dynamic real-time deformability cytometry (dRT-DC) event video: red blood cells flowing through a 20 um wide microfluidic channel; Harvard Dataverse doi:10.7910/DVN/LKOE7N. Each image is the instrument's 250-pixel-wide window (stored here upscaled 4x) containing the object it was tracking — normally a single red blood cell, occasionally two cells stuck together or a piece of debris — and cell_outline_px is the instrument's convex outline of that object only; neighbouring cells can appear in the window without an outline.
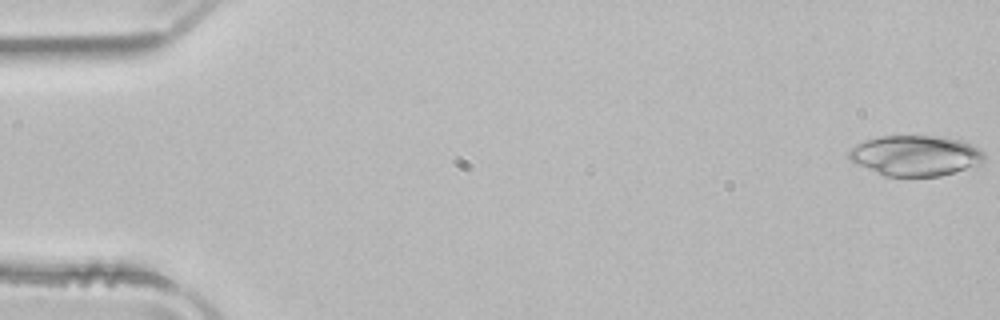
{"species": "common noctule bat (a hibernating species)", "species_latin": "Nyctalus noctula", "temperature_condition": "room temperature", "stored_images_in_passage": 51, "camera_frame_rate_fps": 3000, "um_per_image_px": 0.085, "animal": {"sex": "male", "body_mass_g": 21.5, "forearm_length_mm": 52.0}, "frame": {"image": 1, "passage_image": 1, "time_ms": 0.0, "image_size_px": [1000, 320], "cell_outline_px": [[984, 160], [980, 164], [940, 176], [884, 176], [852, 160], [848, 156], [848, 152], [856, 144], [864, 140], [880, 136], [940, 136], [964, 140], [980, 148], [984, 152]], "centroid_in_image_um": [77.86, 13.21], "position_along_channel_um": 7.1, "area_um2": 31.85}}
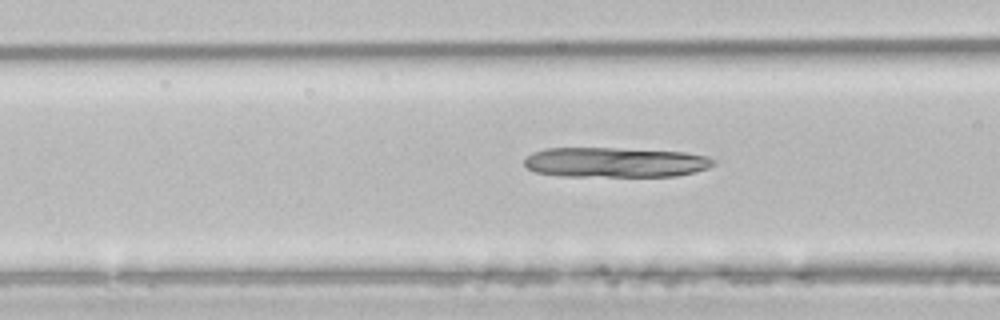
{"frame": {"image": 2, "passage_image": 20, "time_ms": 6.333, "image_size_px": [1000, 320], "cell_outline_px": [[716, 164], [708, 168], [696, 172], [676, 176], [564, 176], [536, 172], [528, 168], [524, 164], [524, 160], [532, 152], [548, 148], [616, 148], [684, 152], [708, 156], [716, 160]], "centroid_in_image_um": [52.34, 13.8], "position_along_channel_um": 114.3, "area_um2": 33.12}}
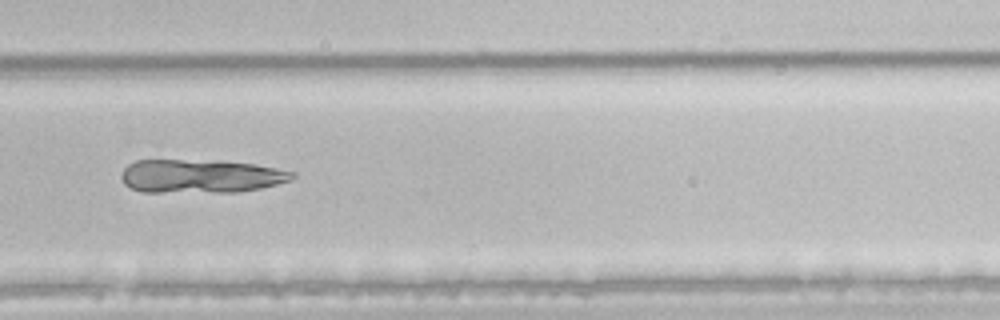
{"frame": {"image": 3, "passage_image": 35, "time_ms": 11.333, "image_size_px": [1000, 320], "cell_outline_px": [[296, 176], [292, 180], [260, 188], [236, 192], [140, 192], [124, 184], [120, 176], [124, 168], [128, 164], [136, 160], [184, 160], [252, 164], [276, 168], [296, 172]], "centroid_in_image_um": [17.02, 14.99], "position_along_channel_um": 312.8, "area_um2": 33.18}}